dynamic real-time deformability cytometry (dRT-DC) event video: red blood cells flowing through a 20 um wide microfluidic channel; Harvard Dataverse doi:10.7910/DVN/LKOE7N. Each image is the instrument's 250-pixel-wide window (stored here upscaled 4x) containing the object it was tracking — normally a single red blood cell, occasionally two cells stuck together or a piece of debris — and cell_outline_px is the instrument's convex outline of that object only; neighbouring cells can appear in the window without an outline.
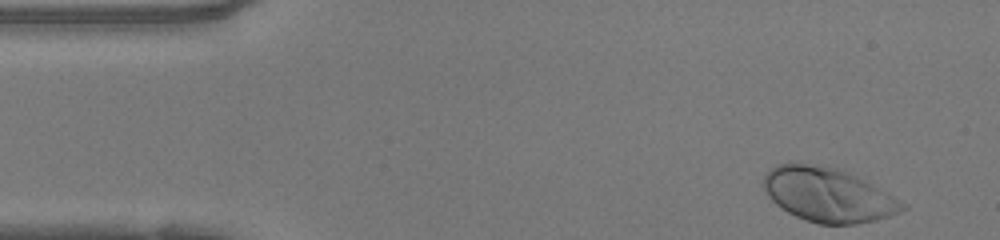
{"species": "human", "species_latin": "Homo sapiens", "temperature_condition": "warm", "stored_images_in_passage": 37, "camera_frame_rate_fps": 3000, "um_per_image_px": 0.085, "donor": {"sex": "female"}, "frame": {"image": 1, "passage_image": 1, "time_ms": 0.0, "image_size_px": [1000, 240], "cell_outline_px": [[908, 208], [900, 212], [876, 220], [856, 224], [820, 224], [796, 216], [780, 208], [768, 196], [764, 188], [764, 176], [776, 164], [788, 160], [840, 168], [872, 184], [908, 204]], "centroid_in_image_um": [70.38, 16.53], "position_along_channel_um": 14.6, "area_um2": 44.1}}
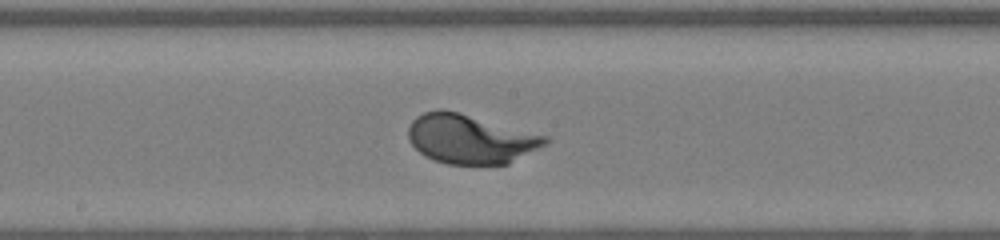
{"frame": {"image": 2, "passage_image": 22, "time_ms": 7.0, "image_size_px": [1000, 240], "cell_outline_px": [[548, 144], [508, 164], [448, 164], [424, 156], [408, 140], [408, 128], [412, 120], [416, 116], [424, 112], [436, 108], [440, 108], [456, 112], [548, 136]], "centroid_in_image_um": [39.96, 11.81], "position_along_channel_um": 208.2, "area_um2": 39.07}}
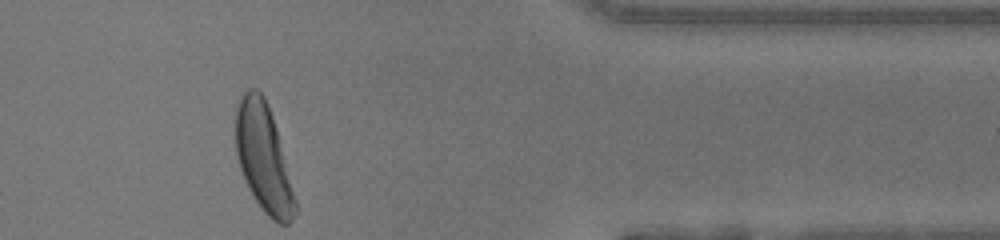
{"frame": {"image": 3, "passage_image": 37, "time_ms": 12.0, "image_size_px": [1000, 240], "cell_outline_px": [[296, 212], [292, 220], [288, 224], [280, 224], [272, 220], [264, 212], [248, 188], [240, 168], [236, 152], [236, 112], [240, 100], [244, 92], [248, 88], [256, 88], [264, 96], [268, 104], [276, 128], [296, 200]], "centroid_in_image_um": [22.4, 13.44], "position_along_channel_um": 389.0, "area_um2": 36.82}}